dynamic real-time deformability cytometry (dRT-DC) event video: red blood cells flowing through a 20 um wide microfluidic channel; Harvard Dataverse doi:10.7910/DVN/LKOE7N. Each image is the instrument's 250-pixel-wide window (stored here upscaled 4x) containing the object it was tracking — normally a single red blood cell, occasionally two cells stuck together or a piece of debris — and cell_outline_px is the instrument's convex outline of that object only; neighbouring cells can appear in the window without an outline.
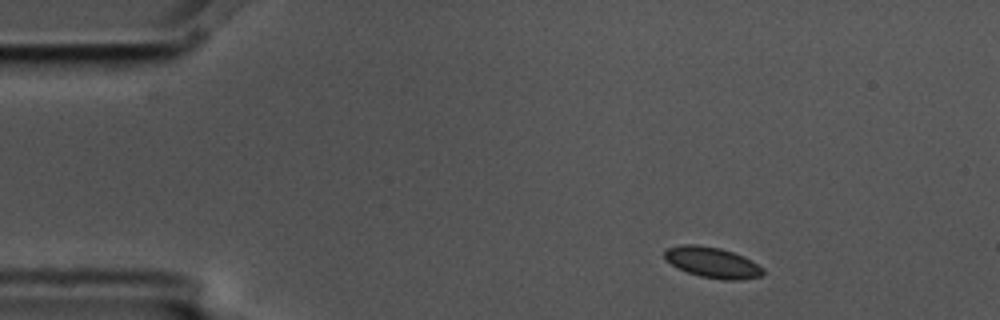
{"species": "common noctule bat (a hibernating species)", "species_latin": "Nyctalus noctula", "temperature_condition": "cold", "stored_images_in_passage": 11, "camera_frame_rate_fps": 3000, "um_per_image_px": 0.085, "animal": {"sex": "male", "body_mass_g": 17.5, "forearm_length_mm": 52.3}, "frame": {"image": 1, "passage_image": 1, "time_ms": 0.0, "image_size_px": [1000, 320], "cell_outline_px": [[764, 272], [760, 276], [740, 280], [724, 280], [700, 276], [676, 268], [664, 256], [664, 252], [668, 248], [680, 244], [696, 244], [720, 248], [744, 256], [752, 260], [764, 268]], "centroid_in_image_um": [60.57, 22.3], "position_along_channel_um": 24.4, "area_um2": 17.63}}
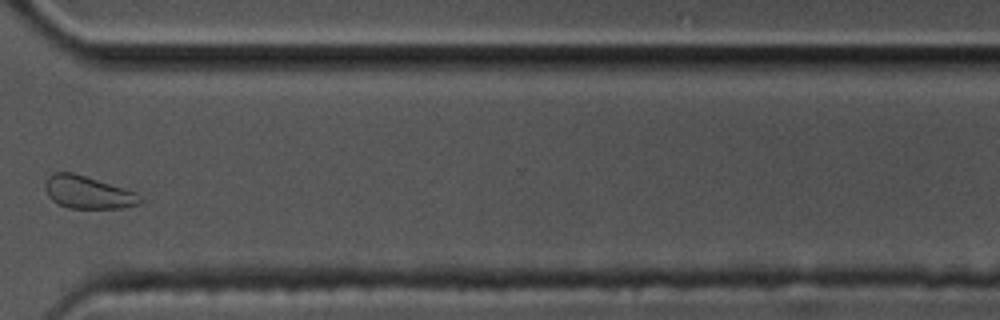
{"frame": {"image": 2, "passage_image": 10, "time_ms": 3.0, "image_size_px": [1000, 320], "cell_outline_px": [[144, 200], [140, 204], [124, 208], [68, 208], [52, 200], [48, 196], [44, 184], [48, 176], [52, 172], [72, 172], [124, 188], [136, 192]], "centroid_in_image_um": [7.48, 16.35], "position_along_channel_um": 363.1, "area_um2": 18.09}}